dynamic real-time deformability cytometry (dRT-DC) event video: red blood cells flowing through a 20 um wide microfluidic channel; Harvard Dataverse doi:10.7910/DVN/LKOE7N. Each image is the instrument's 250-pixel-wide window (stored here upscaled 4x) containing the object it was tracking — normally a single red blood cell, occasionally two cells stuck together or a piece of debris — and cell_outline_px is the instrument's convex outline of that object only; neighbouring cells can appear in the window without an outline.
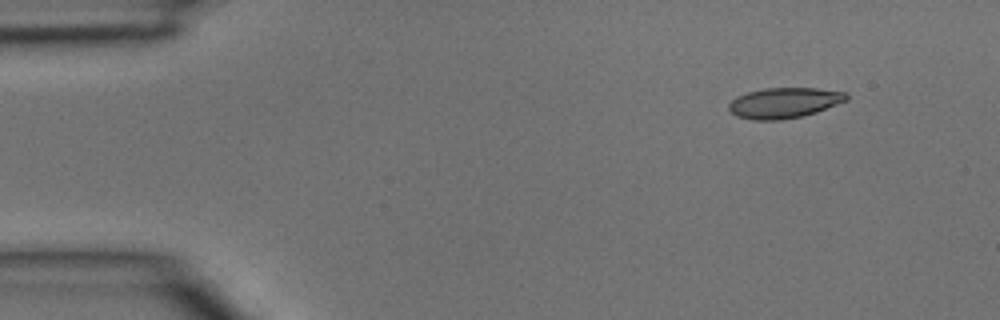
{"species": "common noctule bat (a hibernating species)", "species_latin": "Nyctalus noctula", "temperature_condition": "room temperature", "stored_images_in_passage": 3, "camera_frame_rate_fps": 3000, "um_per_image_px": 0.085, "animal": {"sex": "male", "body_mass_g": 15.6}, "frame": {"image": 1, "passage_image": 1, "time_ms": 0.0, "image_size_px": [1000, 320], "cell_outline_px": [[848, 100], [816, 112], [804, 116], [780, 120], [752, 120], [736, 116], [728, 108], [728, 104], [736, 96], [748, 92], [764, 88], [816, 88], [848, 92]], "centroid_in_image_um": [66.66, 8.74], "position_along_channel_um": 18.3, "area_um2": 21.04}}